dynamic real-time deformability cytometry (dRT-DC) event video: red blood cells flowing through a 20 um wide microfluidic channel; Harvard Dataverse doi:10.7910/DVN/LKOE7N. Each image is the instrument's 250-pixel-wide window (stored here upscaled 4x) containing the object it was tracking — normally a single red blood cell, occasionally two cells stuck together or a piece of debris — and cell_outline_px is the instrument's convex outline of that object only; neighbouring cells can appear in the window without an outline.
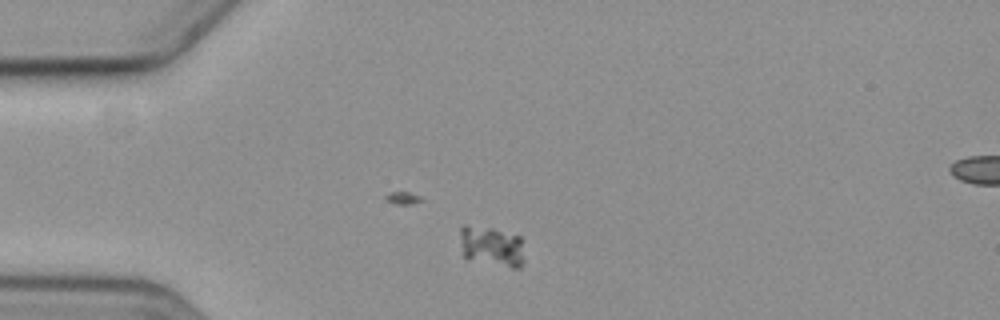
{"species": "common noctule bat (a hibernating species)", "species_latin": "Nyctalus noctula", "temperature_condition": "cold", "stored_images_in_passage": 7, "camera_frame_rate_fps": 3000, "um_per_image_px": 0.085, "animal": {"sex": "female", "body_mass_g": 19.3, "forearm_length_mm": 54.1}, "frame": {"image": 1, "passage_image": 5, "time_ms": 4.667, "image_size_px": [1000, 320], "cell_outline_px": [[524, 264], [520, 268], [512, 268], [468, 260], [464, 256], [460, 236], [460, 228], [464, 224], [492, 228], [520, 236], [524, 260]], "centroid_in_image_um": [41.79, 20.95], "position_along_channel_um": 43.2, "area_um2": 15.32}}
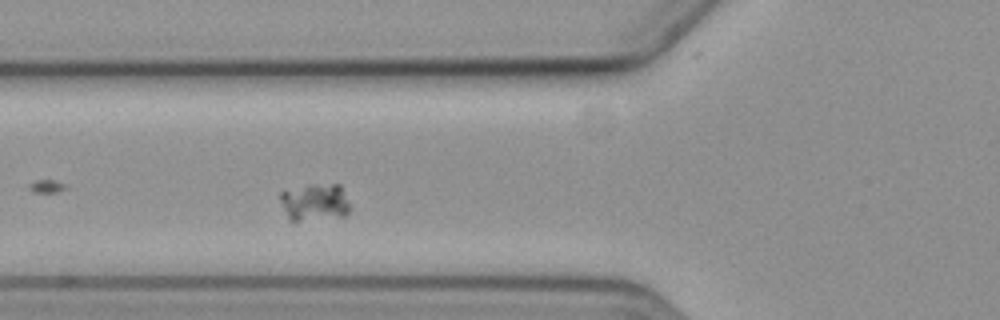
{"frame": {"image": 2, "passage_image": 7, "time_ms": 7.0, "image_size_px": [1000, 320], "cell_outline_px": [[348, 212], [344, 216], [296, 220], [292, 220], [288, 216], [280, 200], [280, 192], [308, 184], [340, 184], [348, 200]], "centroid_in_image_um": [26.76, 17.14], "position_along_channel_um": 99.0, "area_um2": 14.8}}